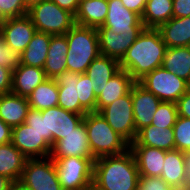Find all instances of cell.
Returning a JSON list of instances; mask_svg holds the SVG:
<instances>
[{
    "label": "cell",
    "instance_id": "obj_1",
    "mask_svg": "<svg viewBox=\"0 0 190 190\" xmlns=\"http://www.w3.org/2000/svg\"><path fill=\"white\" fill-rule=\"evenodd\" d=\"M166 49L157 29L144 28L119 61L120 68L137 82L145 74L162 67Z\"/></svg>",
    "mask_w": 190,
    "mask_h": 190
},
{
    "label": "cell",
    "instance_id": "obj_2",
    "mask_svg": "<svg viewBox=\"0 0 190 190\" xmlns=\"http://www.w3.org/2000/svg\"><path fill=\"white\" fill-rule=\"evenodd\" d=\"M139 171L130 149L97 158L94 162L92 190H138Z\"/></svg>",
    "mask_w": 190,
    "mask_h": 190
},
{
    "label": "cell",
    "instance_id": "obj_3",
    "mask_svg": "<svg viewBox=\"0 0 190 190\" xmlns=\"http://www.w3.org/2000/svg\"><path fill=\"white\" fill-rule=\"evenodd\" d=\"M67 71L83 74L101 53L96 28L75 24L66 34Z\"/></svg>",
    "mask_w": 190,
    "mask_h": 190
},
{
    "label": "cell",
    "instance_id": "obj_4",
    "mask_svg": "<svg viewBox=\"0 0 190 190\" xmlns=\"http://www.w3.org/2000/svg\"><path fill=\"white\" fill-rule=\"evenodd\" d=\"M83 121L89 145L95 159L118 155L130 148V143L114 131L98 112H88Z\"/></svg>",
    "mask_w": 190,
    "mask_h": 190
},
{
    "label": "cell",
    "instance_id": "obj_5",
    "mask_svg": "<svg viewBox=\"0 0 190 190\" xmlns=\"http://www.w3.org/2000/svg\"><path fill=\"white\" fill-rule=\"evenodd\" d=\"M27 15L39 32L50 35L66 34L76 23L75 15L51 0L42 1L28 9Z\"/></svg>",
    "mask_w": 190,
    "mask_h": 190
},
{
    "label": "cell",
    "instance_id": "obj_6",
    "mask_svg": "<svg viewBox=\"0 0 190 190\" xmlns=\"http://www.w3.org/2000/svg\"><path fill=\"white\" fill-rule=\"evenodd\" d=\"M95 160L71 156L54 161L62 189L92 190Z\"/></svg>",
    "mask_w": 190,
    "mask_h": 190
},
{
    "label": "cell",
    "instance_id": "obj_7",
    "mask_svg": "<svg viewBox=\"0 0 190 190\" xmlns=\"http://www.w3.org/2000/svg\"><path fill=\"white\" fill-rule=\"evenodd\" d=\"M161 101L174 102L189 89V83L163 67L156 68L137 81Z\"/></svg>",
    "mask_w": 190,
    "mask_h": 190
},
{
    "label": "cell",
    "instance_id": "obj_8",
    "mask_svg": "<svg viewBox=\"0 0 190 190\" xmlns=\"http://www.w3.org/2000/svg\"><path fill=\"white\" fill-rule=\"evenodd\" d=\"M109 126L129 143L135 141L137 131L133 114L131 90L98 112Z\"/></svg>",
    "mask_w": 190,
    "mask_h": 190
},
{
    "label": "cell",
    "instance_id": "obj_9",
    "mask_svg": "<svg viewBox=\"0 0 190 190\" xmlns=\"http://www.w3.org/2000/svg\"><path fill=\"white\" fill-rule=\"evenodd\" d=\"M19 181L29 190H63L50 157L27 159Z\"/></svg>",
    "mask_w": 190,
    "mask_h": 190
},
{
    "label": "cell",
    "instance_id": "obj_10",
    "mask_svg": "<svg viewBox=\"0 0 190 190\" xmlns=\"http://www.w3.org/2000/svg\"><path fill=\"white\" fill-rule=\"evenodd\" d=\"M46 115V142L52 147L55 142L65 138V135L74 131L86 114H77L64 110L60 106L41 110Z\"/></svg>",
    "mask_w": 190,
    "mask_h": 190
},
{
    "label": "cell",
    "instance_id": "obj_11",
    "mask_svg": "<svg viewBox=\"0 0 190 190\" xmlns=\"http://www.w3.org/2000/svg\"><path fill=\"white\" fill-rule=\"evenodd\" d=\"M71 156L95 159L89 145L84 121L74 131L65 135V138L52 145L49 157L56 161L59 158Z\"/></svg>",
    "mask_w": 190,
    "mask_h": 190
},
{
    "label": "cell",
    "instance_id": "obj_12",
    "mask_svg": "<svg viewBox=\"0 0 190 190\" xmlns=\"http://www.w3.org/2000/svg\"><path fill=\"white\" fill-rule=\"evenodd\" d=\"M115 34H140L144 29L141 17L127 9L121 0H108V12L104 24Z\"/></svg>",
    "mask_w": 190,
    "mask_h": 190
},
{
    "label": "cell",
    "instance_id": "obj_13",
    "mask_svg": "<svg viewBox=\"0 0 190 190\" xmlns=\"http://www.w3.org/2000/svg\"><path fill=\"white\" fill-rule=\"evenodd\" d=\"M36 31L28 15L0 20V32L4 42L21 53L26 49Z\"/></svg>",
    "mask_w": 190,
    "mask_h": 190
},
{
    "label": "cell",
    "instance_id": "obj_14",
    "mask_svg": "<svg viewBox=\"0 0 190 190\" xmlns=\"http://www.w3.org/2000/svg\"><path fill=\"white\" fill-rule=\"evenodd\" d=\"M11 143L28 159L46 158L51 153V146L25 123L12 128Z\"/></svg>",
    "mask_w": 190,
    "mask_h": 190
},
{
    "label": "cell",
    "instance_id": "obj_15",
    "mask_svg": "<svg viewBox=\"0 0 190 190\" xmlns=\"http://www.w3.org/2000/svg\"><path fill=\"white\" fill-rule=\"evenodd\" d=\"M131 97L135 128L138 132L143 127L151 125L161 100L138 82H135L131 87Z\"/></svg>",
    "mask_w": 190,
    "mask_h": 190
},
{
    "label": "cell",
    "instance_id": "obj_16",
    "mask_svg": "<svg viewBox=\"0 0 190 190\" xmlns=\"http://www.w3.org/2000/svg\"><path fill=\"white\" fill-rule=\"evenodd\" d=\"M161 178L173 190H190L185 168V152L177 149L166 151Z\"/></svg>",
    "mask_w": 190,
    "mask_h": 190
},
{
    "label": "cell",
    "instance_id": "obj_17",
    "mask_svg": "<svg viewBox=\"0 0 190 190\" xmlns=\"http://www.w3.org/2000/svg\"><path fill=\"white\" fill-rule=\"evenodd\" d=\"M99 41V49L102 55L122 59L129 47L135 42L139 34H115L108 27L96 28Z\"/></svg>",
    "mask_w": 190,
    "mask_h": 190
},
{
    "label": "cell",
    "instance_id": "obj_18",
    "mask_svg": "<svg viewBox=\"0 0 190 190\" xmlns=\"http://www.w3.org/2000/svg\"><path fill=\"white\" fill-rule=\"evenodd\" d=\"M79 73L63 71L56 78L58 85L59 100L58 106L64 110L77 114H87L88 112L80 105L77 92Z\"/></svg>",
    "mask_w": 190,
    "mask_h": 190
},
{
    "label": "cell",
    "instance_id": "obj_19",
    "mask_svg": "<svg viewBox=\"0 0 190 190\" xmlns=\"http://www.w3.org/2000/svg\"><path fill=\"white\" fill-rule=\"evenodd\" d=\"M139 176L161 177L166 151L148 146H130Z\"/></svg>",
    "mask_w": 190,
    "mask_h": 190
},
{
    "label": "cell",
    "instance_id": "obj_20",
    "mask_svg": "<svg viewBox=\"0 0 190 190\" xmlns=\"http://www.w3.org/2000/svg\"><path fill=\"white\" fill-rule=\"evenodd\" d=\"M136 81L125 70H120L100 88L97 95L96 112L126 95Z\"/></svg>",
    "mask_w": 190,
    "mask_h": 190
},
{
    "label": "cell",
    "instance_id": "obj_21",
    "mask_svg": "<svg viewBox=\"0 0 190 190\" xmlns=\"http://www.w3.org/2000/svg\"><path fill=\"white\" fill-rule=\"evenodd\" d=\"M47 79L43 68L20 64L13 70L11 93L28 98Z\"/></svg>",
    "mask_w": 190,
    "mask_h": 190
},
{
    "label": "cell",
    "instance_id": "obj_22",
    "mask_svg": "<svg viewBox=\"0 0 190 190\" xmlns=\"http://www.w3.org/2000/svg\"><path fill=\"white\" fill-rule=\"evenodd\" d=\"M67 51L66 35H52L43 66L47 78L55 79L61 72L67 71Z\"/></svg>",
    "mask_w": 190,
    "mask_h": 190
},
{
    "label": "cell",
    "instance_id": "obj_23",
    "mask_svg": "<svg viewBox=\"0 0 190 190\" xmlns=\"http://www.w3.org/2000/svg\"><path fill=\"white\" fill-rule=\"evenodd\" d=\"M173 128H158L147 125L140 129L134 142L130 146H148L169 151L175 149Z\"/></svg>",
    "mask_w": 190,
    "mask_h": 190
},
{
    "label": "cell",
    "instance_id": "obj_24",
    "mask_svg": "<svg viewBox=\"0 0 190 190\" xmlns=\"http://www.w3.org/2000/svg\"><path fill=\"white\" fill-rule=\"evenodd\" d=\"M157 30L167 48L190 46V16L172 17L161 24Z\"/></svg>",
    "mask_w": 190,
    "mask_h": 190
},
{
    "label": "cell",
    "instance_id": "obj_25",
    "mask_svg": "<svg viewBox=\"0 0 190 190\" xmlns=\"http://www.w3.org/2000/svg\"><path fill=\"white\" fill-rule=\"evenodd\" d=\"M29 108L27 97L13 93L0 96V119L11 128L25 123Z\"/></svg>",
    "mask_w": 190,
    "mask_h": 190
},
{
    "label": "cell",
    "instance_id": "obj_26",
    "mask_svg": "<svg viewBox=\"0 0 190 190\" xmlns=\"http://www.w3.org/2000/svg\"><path fill=\"white\" fill-rule=\"evenodd\" d=\"M108 12V0H81L75 14V23L98 28L104 24Z\"/></svg>",
    "mask_w": 190,
    "mask_h": 190
},
{
    "label": "cell",
    "instance_id": "obj_27",
    "mask_svg": "<svg viewBox=\"0 0 190 190\" xmlns=\"http://www.w3.org/2000/svg\"><path fill=\"white\" fill-rule=\"evenodd\" d=\"M121 70L119 61L100 54L89 65L86 75L94 84V92L98 95L100 88L108 83L109 79L116 75Z\"/></svg>",
    "mask_w": 190,
    "mask_h": 190
},
{
    "label": "cell",
    "instance_id": "obj_28",
    "mask_svg": "<svg viewBox=\"0 0 190 190\" xmlns=\"http://www.w3.org/2000/svg\"><path fill=\"white\" fill-rule=\"evenodd\" d=\"M27 159L11 142L0 145V175L19 181Z\"/></svg>",
    "mask_w": 190,
    "mask_h": 190
},
{
    "label": "cell",
    "instance_id": "obj_29",
    "mask_svg": "<svg viewBox=\"0 0 190 190\" xmlns=\"http://www.w3.org/2000/svg\"><path fill=\"white\" fill-rule=\"evenodd\" d=\"M51 36L50 34L36 31L28 46L21 54L20 64L43 68L47 59Z\"/></svg>",
    "mask_w": 190,
    "mask_h": 190
},
{
    "label": "cell",
    "instance_id": "obj_30",
    "mask_svg": "<svg viewBox=\"0 0 190 190\" xmlns=\"http://www.w3.org/2000/svg\"><path fill=\"white\" fill-rule=\"evenodd\" d=\"M162 67L190 82V46L167 48Z\"/></svg>",
    "mask_w": 190,
    "mask_h": 190
},
{
    "label": "cell",
    "instance_id": "obj_31",
    "mask_svg": "<svg viewBox=\"0 0 190 190\" xmlns=\"http://www.w3.org/2000/svg\"><path fill=\"white\" fill-rule=\"evenodd\" d=\"M173 17V0H147L141 17L144 28L157 29Z\"/></svg>",
    "mask_w": 190,
    "mask_h": 190
},
{
    "label": "cell",
    "instance_id": "obj_32",
    "mask_svg": "<svg viewBox=\"0 0 190 190\" xmlns=\"http://www.w3.org/2000/svg\"><path fill=\"white\" fill-rule=\"evenodd\" d=\"M59 93L55 79L48 78L38 85L28 97L30 108L39 111L58 106Z\"/></svg>",
    "mask_w": 190,
    "mask_h": 190
},
{
    "label": "cell",
    "instance_id": "obj_33",
    "mask_svg": "<svg viewBox=\"0 0 190 190\" xmlns=\"http://www.w3.org/2000/svg\"><path fill=\"white\" fill-rule=\"evenodd\" d=\"M76 88L80 105L87 112H96L97 94L94 92V84L85 73L80 74Z\"/></svg>",
    "mask_w": 190,
    "mask_h": 190
},
{
    "label": "cell",
    "instance_id": "obj_34",
    "mask_svg": "<svg viewBox=\"0 0 190 190\" xmlns=\"http://www.w3.org/2000/svg\"><path fill=\"white\" fill-rule=\"evenodd\" d=\"M178 118L177 105L174 102H164L158 106L151 125L158 128H173Z\"/></svg>",
    "mask_w": 190,
    "mask_h": 190
},
{
    "label": "cell",
    "instance_id": "obj_35",
    "mask_svg": "<svg viewBox=\"0 0 190 190\" xmlns=\"http://www.w3.org/2000/svg\"><path fill=\"white\" fill-rule=\"evenodd\" d=\"M175 149L190 152V118L178 116L173 126Z\"/></svg>",
    "mask_w": 190,
    "mask_h": 190
},
{
    "label": "cell",
    "instance_id": "obj_36",
    "mask_svg": "<svg viewBox=\"0 0 190 190\" xmlns=\"http://www.w3.org/2000/svg\"><path fill=\"white\" fill-rule=\"evenodd\" d=\"M23 0H0V20L27 15Z\"/></svg>",
    "mask_w": 190,
    "mask_h": 190
},
{
    "label": "cell",
    "instance_id": "obj_37",
    "mask_svg": "<svg viewBox=\"0 0 190 190\" xmlns=\"http://www.w3.org/2000/svg\"><path fill=\"white\" fill-rule=\"evenodd\" d=\"M21 52L9 47L3 40L0 39V66L10 70L16 69L21 62Z\"/></svg>",
    "mask_w": 190,
    "mask_h": 190
},
{
    "label": "cell",
    "instance_id": "obj_38",
    "mask_svg": "<svg viewBox=\"0 0 190 190\" xmlns=\"http://www.w3.org/2000/svg\"><path fill=\"white\" fill-rule=\"evenodd\" d=\"M25 124L46 141V115H42L37 109L29 108Z\"/></svg>",
    "mask_w": 190,
    "mask_h": 190
},
{
    "label": "cell",
    "instance_id": "obj_39",
    "mask_svg": "<svg viewBox=\"0 0 190 190\" xmlns=\"http://www.w3.org/2000/svg\"><path fill=\"white\" fill-rule=\"evenodd\" d=\"M138 190H173L161 177L139 176Z\"/></svg>",
    "mask_w": 190,
    "mask_h": 190
},
{
    "label": "cell",
    "instance_id": "obj_40",
    "mask_svg": "<svg viewBox=\"0 0 190 190\" xmlns=\"http://www.w3.org/2000/svg\"><path fill=\"white\" fill-rule=\"evenodd\" d=\"M13 70L0 66V96L11 93Z\"/></svg>",
    "mask_w": 190,
    "mask_h": 190
},
{
    "label": "cell",
    "instance_id": "obj_41",
    "mask_svg": "<svg viewBox=\"0 0 190 190\" xmlns=\"http://www.w3.org/2000/svg\"><path fill=\"white\" fill-rule=\"evenodd\" d=\"M178 116L190 118V88L176 102Z\"/></svg>",
    "mask_w": 190,
    "mask_h": 190
},
{
    "label": "cell",
    "instance_id": "obj_42",
    "mask_svg": "<svg viewBox=\"0 0 190 190\" xmlns=\"http://www.w3.org/2000/svg\"><path fill=\"white\" fill-rule=\"evenodd\" d=\"M190 16V0H173V17Z\"/></svg>",
    "mask_w": 190,
    "mask_h": 190
},
{
    "label": "cell",
    "instance_id": "obj_43",
    "mask_svg": "<svg viewBox=\"0 0 190 190\" xmlns=\"http://www.w3.org/2000/svg\"><path fill=\"white\" fill-rule=\"evenodd\" d=\"M147 0H121L123 5L130 11L142 17Z\"/></svg>",
    "mask_w": 190,
    "mask_h": 190
},
{
    "label": "cell",
    "instance_id": "obj_44",
    "mask_svg": "<svg viewBox=\"0 0 190 190\" xmlns=\"http://www.w3.org/2000/svg\"><path fill=\"white\" fill-rule=\"evenodd\" d=\"M59 7L68 10L69 12L76 14L79 6V0H51Z\"/></svg>",
    "mask_w": 190,
    "mask_h": 190
},
{
    "label": "cell",
    "instance_id": "obj_45",
    "mask_svg": "<svg viewBox=\"0 0 190 190\" xmlns=\"http://www.w3.org/2000/svg\"><path fill=\"white\" fill-rule=\"evenodd\" d=\"M12 128L0 119V145L11 142Z\"/></svg>",
    "mask_w": 190,
    "mask_h": 190
},
{
    "label": "cell",
    "instance_id": "obj_46",
    "mask_svg": "<svg viewBox=\"0 0 190 190\" xmlns=\"http://www.w3.org/2000/svg\"><path fill=\"white\" fill-rule=\"evenodd\" d=\"M12 182L8 177L0 175V190H8Z\"/></svg>",
    "mask_w": 190,
    "mask_h": 190
},
{
    "label": "cell",
    "instance_id": "obj_47",
    "mask_svg": "<svg viewBox=\"0 0 190 190\" xmlns=\"http://www.w3.org/2000/svg\"><path fill=\"white\" fill-rule=\"evenodd\" d=\"M8 190H29L26 186H24L20 181H14L9 186Z\"/></svg>",
    "mask_w": 190,
    "mask_h": 190
},
{
    "label": "cell",
    "instance_id": "obj_48",
    "mask_svg": "<svg viewBox=\"0 0 190 190\" xmlns=\"http://www.w3.org/2000/svg\"><path fill=\"white\" fill-rule=\"evenodd\" d=\"M185 168H186V175L190 182V152L185 153Z\"/></svg>",
    "mask_w": 190,
    "mask_h": 190
},
{
    "label": "cell",
    "instance_id": "obj_49",
    "mask_svg": "<svg viewBox=\"0 0 190 190\" xmlns=\"http://www.w3.org/2000/svg\"><path fill=\"white\" fill-rule=\"evenodd\" d=\"M42 1H45V0H23L24 4H25V7L27 9H30L32 6L36 5V4H39L41 3Z\"/></svg>",
    "mask_w": 190,
    "mask_h": 190
}]
</instances>
